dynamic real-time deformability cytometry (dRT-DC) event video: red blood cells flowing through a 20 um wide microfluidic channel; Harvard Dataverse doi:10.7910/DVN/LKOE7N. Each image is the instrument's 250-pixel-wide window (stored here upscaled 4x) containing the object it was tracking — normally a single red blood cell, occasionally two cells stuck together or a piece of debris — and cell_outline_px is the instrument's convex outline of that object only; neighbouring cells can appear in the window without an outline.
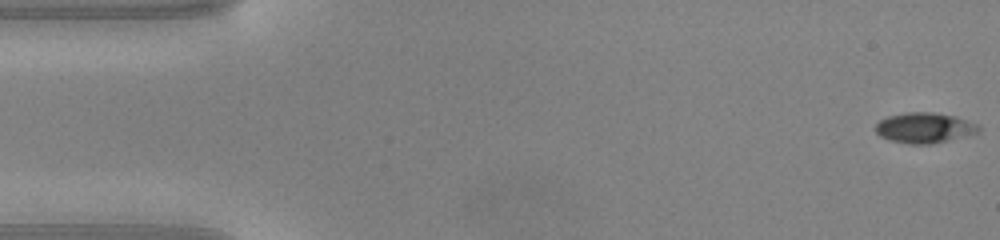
{"species": "common noctule bat (a hibernating species)", "species_latin": "Nyctalus noctula", "temperature_condition": "warm", "stored_images_in_passage": 42, "camera_frame_rate_fps": 3000, "um_per_image_px": 0.085, "animal": {"sex": "male", "body_mass_g": 20.0, "forearm_length_mm": 53.3}, "frame": {"image": 1, "passage_image": 1, "time_ms": 0.0, "image_size_px": [1000, 240], "cell_outline_px": [[980, 132], [948, 140], [928, 144], [908, 144], [888, 140], [880, 136], [876, 132], [876, 124], [880, 120], [888, 116], [908, 112], [932, 112], [956, 116], [980, 124]], "centroid_in_image_um": [78.59, 10.86], "position_along_channel_um": 6.4, "area_um2": 18.32}}
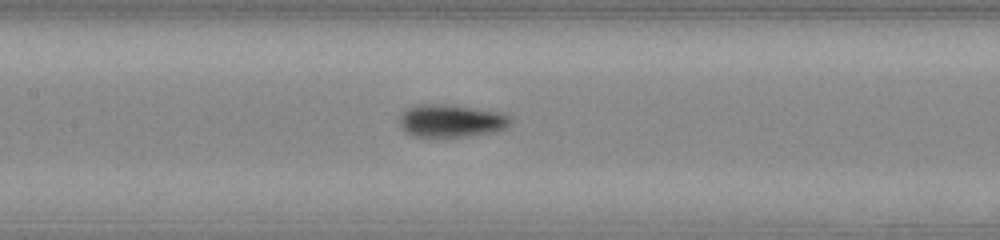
{"frame": {"image": 2, "passage_image": 22, "time_ms": 7.0, "image_size_px": [1000, 240], "cell_outline_px": [[512, 120], [504, 128], [492, 132], [468, 136], [412, 136], [404, 132], [400, 128], [400, 112], [412, 104], [444, 104], [500, 112], [508, 116]], "centroid_in_image_um": [38.25, 10.25], "position_along_channel_um": 169.1, "area_um2": 21.1}}
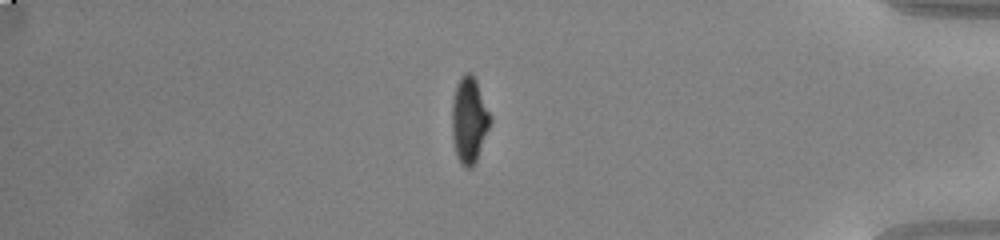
{"frame": {"image": 3, "passage_image": 41, "time_ms": 13.333, "image_size_px": [1000, 240], "cell_outline_px": [[492, 120], [476, 160], [472, 168], [468, 168], [460, 160], [456, 152], [452, 136], [452, 100], [456, 84], [460, 76], [464, 72], [472, 72], [476, 80], [492, 116]], "centroid_in_image_um": [39.88, 10.12], "position_along_channel_um": 395.3, "area_um2": 19.13}, "authors_computed_cell_mechanics": {"area_um2": 19.2763, "velocity_mm_per_s": 4.1637, "shape_relaxation_time_tau1_ms": 5.4903, "shape_relaxation_time_tau2_ms": 1.4774, "deformation_change_tau1": 0.2325, "deformation_change_tau2": 0.0602}}